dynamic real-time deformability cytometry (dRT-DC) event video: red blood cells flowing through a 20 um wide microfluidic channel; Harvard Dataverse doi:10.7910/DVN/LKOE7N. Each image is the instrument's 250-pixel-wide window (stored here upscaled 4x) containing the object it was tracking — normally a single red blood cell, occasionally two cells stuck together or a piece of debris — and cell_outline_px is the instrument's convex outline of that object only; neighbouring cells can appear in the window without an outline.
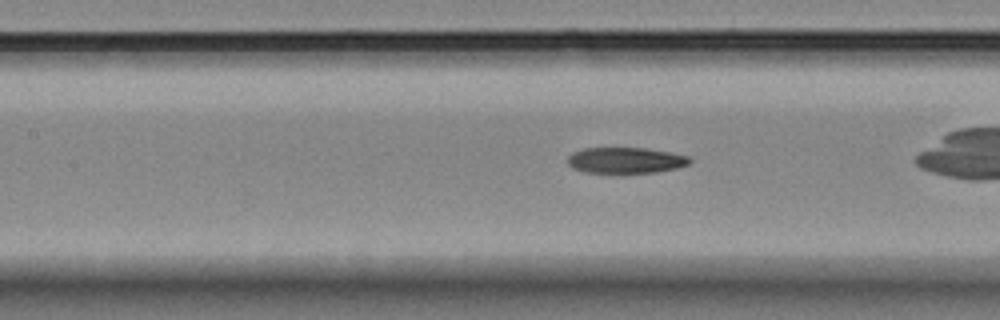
{"species": "Egyptian fruit bat (a non-hibernating species)", "species_latin": "Rousettus aegyptiacus", "temperature_condition": "room temperature", "stored_images_in_passage": 32, "camera_frame_rate_fps": 3000, "um_per_image_px": 0.085, "animal": {"sex": "female"}, "frame": {"image": 1, "passage_image": 9, "time_ms": 2.667, "image_size_px": [1000, 320], "cell_outline_px": [[692, 160], [688, 164], [676, 168], [656, 172], [584, 172], [572, 168], [568, 164], [568, 156], [572, 152], [584, 148], [644, 148], [672, 152], [688, 156]], "centroid_in_image_um": [53.17, 13.61], "position_along_channel_um": 154.2, "area_um2": 18.32}}
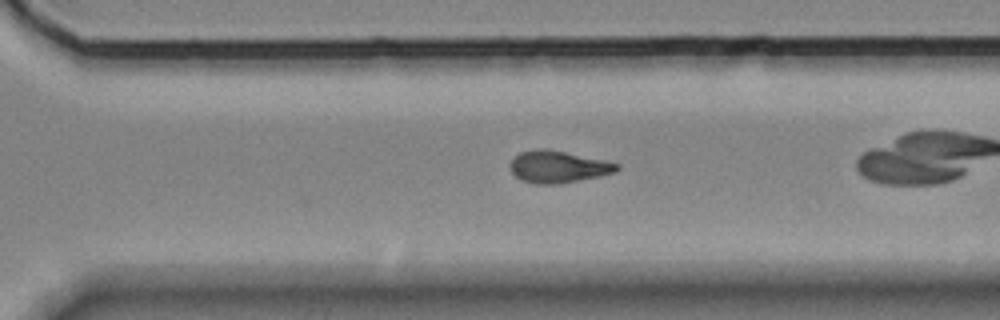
{"frame": {"image": 2, "passage_image": 23, "time_ms": 7.333, "image_size_px": [1000, 320], "cell_outline_px": [[620, 168], [616, 172], [556, 184], [532, 184], [520, 180], [508, 168], [508, 164], [512, 156], [520, 152], [536, 148], [544, 148], [604, 160], [620, 164]], "centroid_in_image_um": [47.35, 14.16], "position_along_channel_um": 323.3, "area_um2": 19.94}}
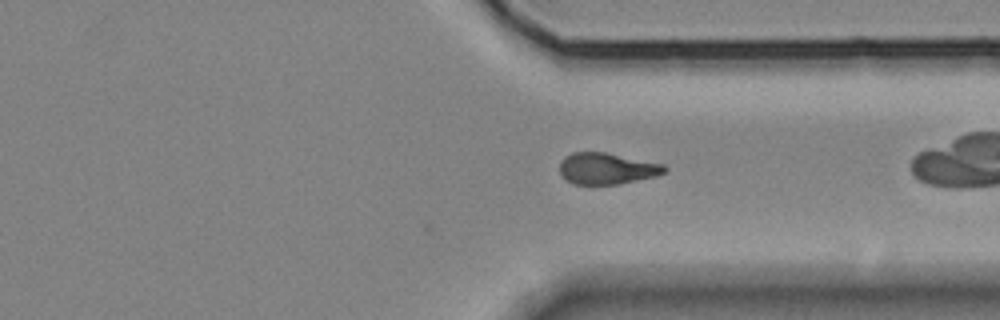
{"frame": {"image": 3, "passage_image": 26, "time_ms": 8.333, "image_size_px": [1000, 320], "cell_outline_px": [[668, 168], [664, 172], [656, 176], [620, 184], [572, 184], [560, 176], [560, 160], [564, 156], [572, 152], [604, 152], [664, 164]], "centroid_in_image_um": [51.55, 14.33], "position_along_channel_um": 359.9, "area_um2": 19.31}, "authors_computed_cell_mechanics": {"area_um2": 19.3052, "velocity_mm_per_s": 3.6338, "shape_relaxation_time_tau1_ms": null, "shape_relaxation_time_tau2_ms": 1.9831, "deformation_change_tau1": null, "deformation_change_tau2": 0.0943}}